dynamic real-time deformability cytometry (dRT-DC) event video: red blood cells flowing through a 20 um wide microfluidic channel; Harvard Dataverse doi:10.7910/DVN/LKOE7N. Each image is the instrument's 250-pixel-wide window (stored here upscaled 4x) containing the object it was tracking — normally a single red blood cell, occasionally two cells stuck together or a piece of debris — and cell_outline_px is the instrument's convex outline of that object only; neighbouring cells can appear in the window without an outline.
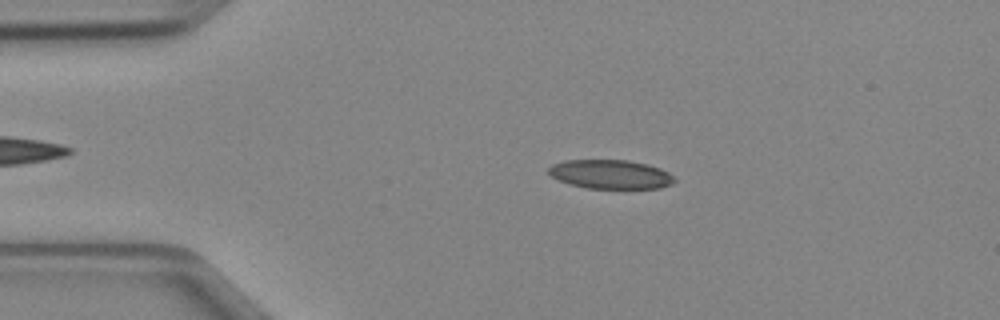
{"species": "Egyptian fruit bat (a non-hibernating species)", "species_latin": "Rousettus aegyptiacus", "temperature_condition": "cold", "stored_images_in_passage": 43, "camera_frame_rate_fps": 3000, "um_per_image_px": 0.085, "animal": {"sex": "female"}, "frame": {"image": 1, "passage_image": 9, "time_ms": 2.667, "image_size_px": [1000, 320], "cell_outline_px": [[676, 180], [672, 184], [660, 188], [588, 188], [572, 184], [560, 180], [552, 176], [548, 172], [548, 168], [552, 164], [564, 160], [628, 160], [648, 164], [660, 168], [668, 172]], "centroid_in_image_um": [51.91, 14.8], "position_along_channel_um": 33.1, "area_um2": 21.15}}
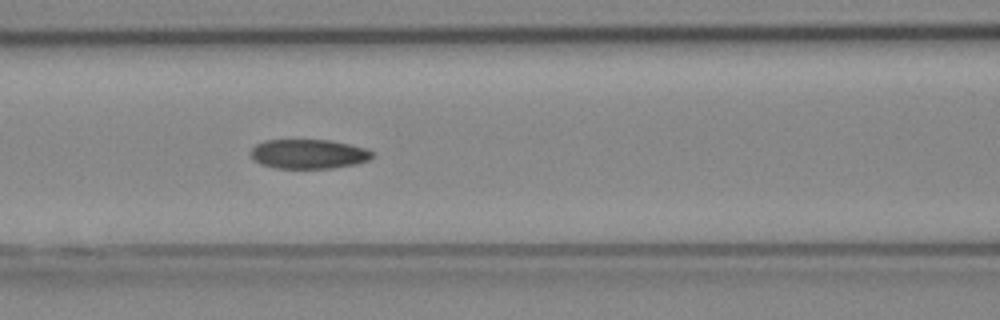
{"frame": {"image": 2, "passage_image": 20, "time_ms": 6.333, "image_size_px": [1000, 320], "cell_outline_px": [[376, 156], [368, 160], [356, 164], [332, 168], [276, 168], [260, 164], [252, 160], [248, 152], [256, 144], [264, 140], [328, 140], [348, 144], [364, 148], [376, 152]], "centroid_in_image_um": [26.21, 13.09], "position_along_channel_um": 140.4, "area_um2": 21.1}}
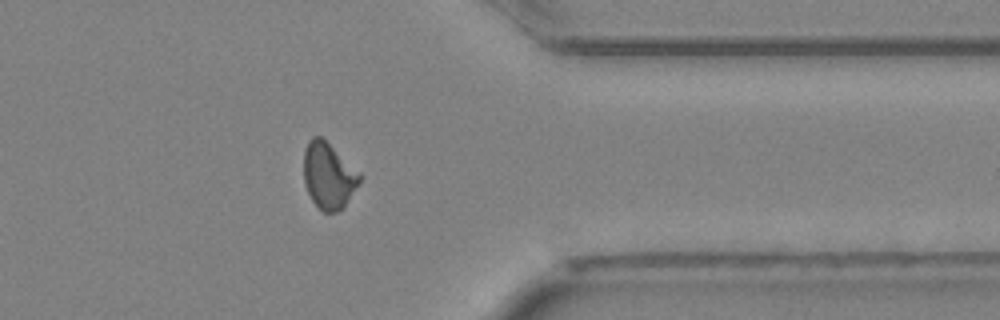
{"frame": {"image": 3, "passage_image": 39, "time_ms": 12.667, "image_size_px": [1000, 320], "cell_outline_px": [[360, 180], [344, 208], [336, 212], [324, 212], [312, 200], [304, 184], [304, 148], [308, 140], [312, 136], [320, 136], [360, 172]], "centroid_in_image_um": [27.91, 14.93], "position_along_channel_um": 383.5, "area_um2": 21.39}, "authors_computed_cell_mechanics": {"area_um2": 21.5594, "velocity_mm_per_s": 4.0245, "shape_relaxation_time_tau1_ms": null, "shape_relaxation_time_tau2_ms": 3.3116, "deformation_change_tau1": null, "deformation_change_tau2": 0.0936}}